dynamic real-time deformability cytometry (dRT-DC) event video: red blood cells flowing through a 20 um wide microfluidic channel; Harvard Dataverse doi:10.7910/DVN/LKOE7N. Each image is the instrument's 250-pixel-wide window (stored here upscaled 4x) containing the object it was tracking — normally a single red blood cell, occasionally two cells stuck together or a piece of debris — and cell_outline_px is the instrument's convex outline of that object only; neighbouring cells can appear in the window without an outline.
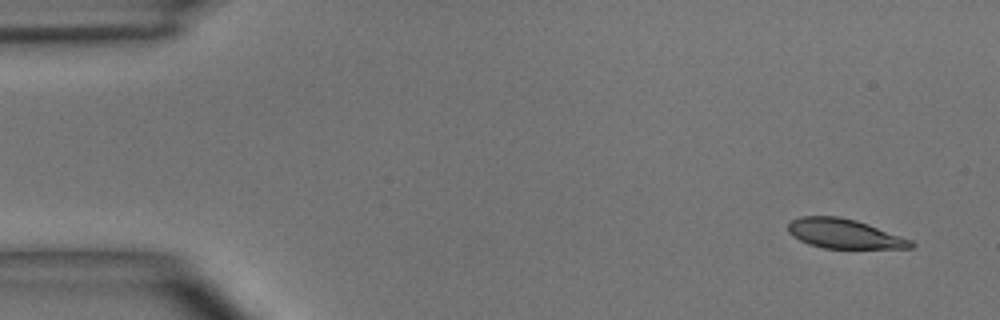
{"species": "common noctule bat (a hibernating species)", "species_latin": "Nyctalus noctula", "temperature_condition": "room temperature", "stored_images_in_passage": 48, "camera_frame_rate_fps": 3000, "um_per_image_px": 0.085, "animal": {"sex": "male", "body_mass_g": 15.6}, "frame": {"image": 1, "passage_image": 1, "time_ms": 0.0, "image_size_px": [1000, 320], "cell_outline_px": [[916, 244], [912, 248], [824, 248], [808, 244], [792, 236], [788, 232], [788, 224], [792, 220], [800, 216], [840, 216], [856, 220], [868, 224], [912, 240]], "centroid_in_image_um": [71.75, 19.86], "position_along_channel_um": 13.3, "area_um2": 21.1}}
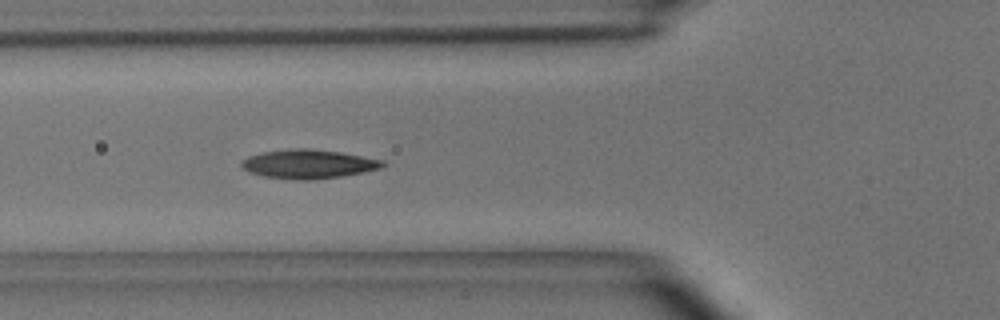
{"frame": {"image": 2, "passage_image": 16, "time_ms": 5.0, "image_size_px": [1000, 320], "cell_outline_px": [[388, 164], [380, 168], [364, 172], [340, 176], [312, 180], [296, 180], [264, 176], [248, 172], [240, 164], [240, 160], [248, 156], [260, 152], [288, 148], [312, 148], [340, 152], [384, 160]], "centroid_in_image_um": [26.19, 13.93], "position_along_channel_um": 99.6, "area_um2": 24.1}}
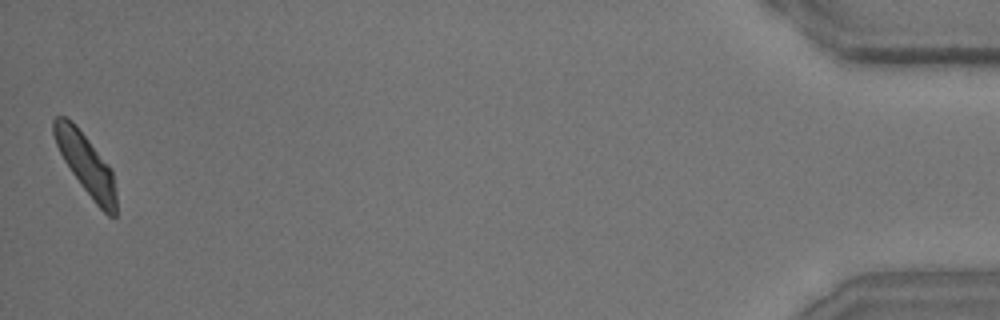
{"frame": {"image": 3, "passage_image": 48, "time_ms": 15.667, "image_size_px": [1000, 320], "cell_outline_px": [[116, 216], [108, 216], [96, 204], [72, 172], [64, 160], [56, 144], [52, 132], [52, 120], [56, 116], [64, 116], [72, 120], [112, 168], [116, 192]], "centroid_in_image_um": [7.31, 13.92], "position_along_channel_um": 427.9, "area_um2": 21.91}, "authors_computed_cell_mechanics": {"area_um2": 22.5998, "velocity_mm_per_s": 3.9399, "shape_relaxation_time_tau1_ms": 5.1231, "shape_relaxation_time_tau2_ms": 2.4873, "deformation_change_tau1": 0.1678, "deformation_change_tau2": 0.0777}}